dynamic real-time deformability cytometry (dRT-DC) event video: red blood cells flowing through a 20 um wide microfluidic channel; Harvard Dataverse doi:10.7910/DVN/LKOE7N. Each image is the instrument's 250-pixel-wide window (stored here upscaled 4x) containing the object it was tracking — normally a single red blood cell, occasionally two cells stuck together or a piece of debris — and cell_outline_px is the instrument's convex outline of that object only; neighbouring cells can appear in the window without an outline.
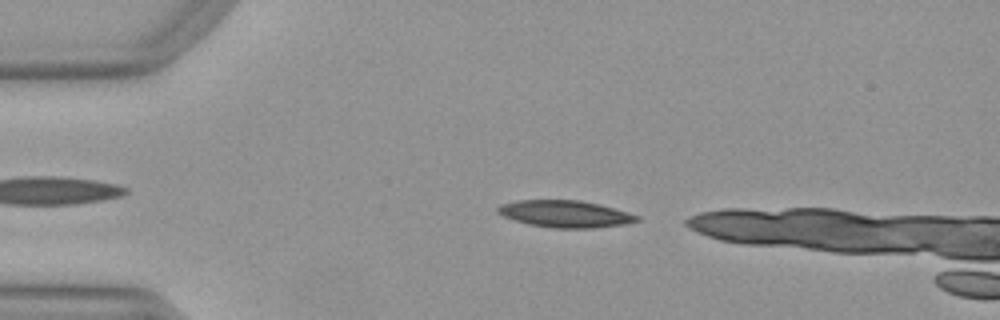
{"species": "Egyptian fruit bat (a non-hibernating species)", "species_latin": "Rousettus aegyptiacus", "temperature_condition": "warm", "stored_images_in_passage": 7, "camera_frame_rate_fps": 3000, "um_per_image_px": 0.085, "animal": {"sex": "female"}, "frame": {"image": 1, "passage_image": 3, "time_ms": 0.667, "image_size_px": [1000, 320], "cell_outline_px": [[640, 220], [624, 224], [592, 228], [552, 228], [528, 224], [504, 216], [496, 212], [496, 208], [500, 204], [516, 200], [580, 200], [600, 204], [628, 212], [640, 216]], "centroid_in_image_um": [48.03, 18.17], "position_along_channel_um": 37.0, "area_um2": 21.91}}